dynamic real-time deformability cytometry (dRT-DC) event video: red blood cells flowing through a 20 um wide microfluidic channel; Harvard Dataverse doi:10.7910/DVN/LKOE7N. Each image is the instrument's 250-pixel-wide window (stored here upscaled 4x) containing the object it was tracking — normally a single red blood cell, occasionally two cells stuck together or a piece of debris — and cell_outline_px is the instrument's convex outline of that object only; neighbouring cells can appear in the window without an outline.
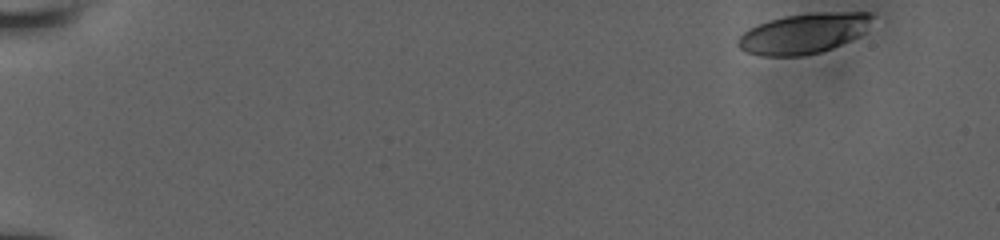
{"species": "human", "species_latin": "Homo sapiens", "temperature_condition": "room temperature", "stored_images_in_passage": 11, "camera_frame_rate_fps": 3000, "um_per_image_px": 0.085, "donor": {"sex": "male"}, "frame": {"image": 1, "passage_image": 1, "time_ms": 0.0, "image_size_px": [1000, 240], "cell_outline_px": [[872, 16], [864, 32], [860, 36], [832, 48], [820, 52], [800, 56], [760, 56], [744, 52], [736, 44], [736, 40], [748, 28], [784, 16], [816, 12], [868, 12]], "centroid_in_image_um": [68.27, 2.85], "position_along_channel_um": 16.7, "area_um2": 31.39}}
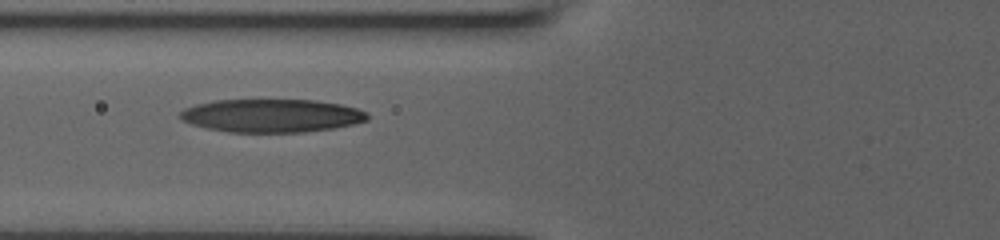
{"frame": {"image": 2, "passage_image": 8, "time_ms": 6.333, "image_size_px": [1000, 240], "cell_outline_px": [[368, 120], [352, 124], [332, 128], [304, 132], [228, 132], [208, 128], [192, 124], [184, 120], [180, 116], [180, 112], [184, 108], [196, 104], [216, 100], [316, 100], [340, 104], [356, 108], [368, 112]], "centroid_in_image_um": [23.1, 9.82], "position_along_channel_um": 102.7, "area_um2": 36.07}}
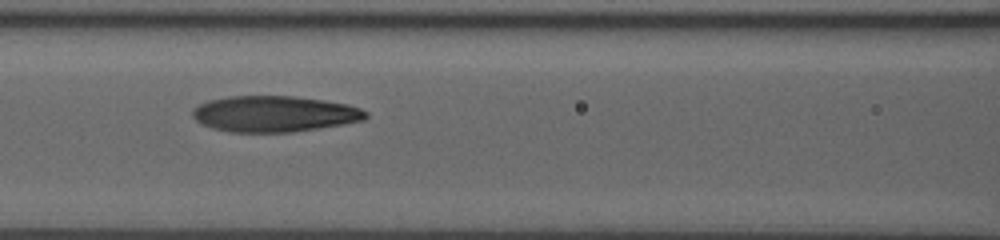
{"frame": {"image": 3, "passage_image": 10, "time_ms": 7.333, "image_size_px": [1000, 240], "cell_outline_px": [[368, 116], [364, 120], [320, 128], [292, 132], [228, 132], [212, 128], [200, 124], [192, 116], [192, 108], [208, 100], [228, 96], [292, 96], [324, 100], [348, 104], [360, 108], [368, 112]], "centroid_in_image_um": [23.3, 9.68], "position_along_channel_um": 143.3, "area_um2": 36.59}}